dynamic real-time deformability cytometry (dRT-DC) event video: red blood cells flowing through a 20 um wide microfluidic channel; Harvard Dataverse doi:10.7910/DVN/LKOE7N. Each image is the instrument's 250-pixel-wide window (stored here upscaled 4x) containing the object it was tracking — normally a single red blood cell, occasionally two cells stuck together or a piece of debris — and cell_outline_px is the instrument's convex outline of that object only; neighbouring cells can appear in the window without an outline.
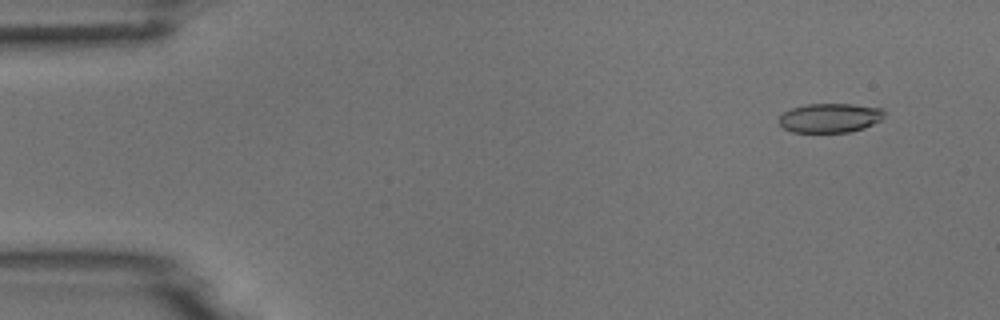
{"species": "common noctule bat (a hibernating species)", "species_latin": "Nyctalus noctula", "temperature_condition": "room temperature", "stored_images_in_passage": 20, "camera_frame_rate_fps": 3000, "um_per_image_px": 0.085, "animal": {"sex": "male", "body_mass_g": 18.8}, "frame": {"image": 1, "passage_image": 5, "time_ms": 1.333, "image_size_px": [1000, 320], "cell_outline_px": [[884, 116], [880, 120], [864, 128], [848, 132], [792, 132], [784, 128], [780, 124], [780, 116], [784, 112], [792, 108], [808, 104], [852, 104], [880, 108], [884, 112]], "centroid_in_image_um": [70.54, 10.02], "position_along_channel_um": 14.5, "area_um2": 17.74}}
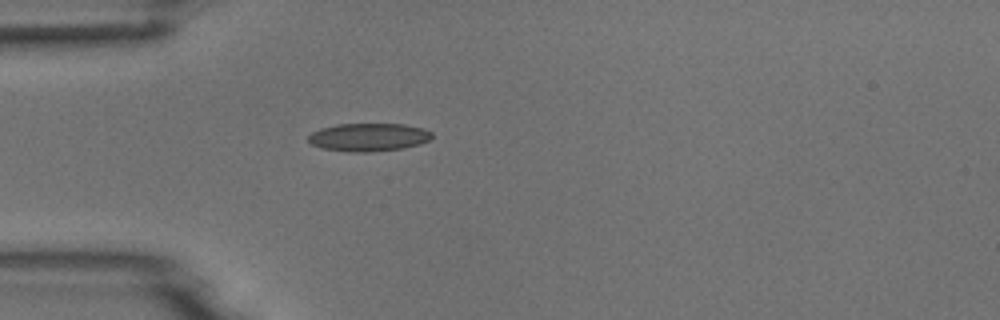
{"frame": {"image": 2, "passage_image": 16, "time_ms": 5.0, "image_size_px": [1000, 320], "cell_outline_px": [[432, 136], [428, 140], [420, 144], [404, 148], [372, 152], [348, 152], [320, 148], [312, 144], [308, 140], [308, 136], [312, 132], [320, 128], [336, 124], [404, 124], [424, 128], [432, 132]], "centroid_in_image_um": [31.32, 11.66], "position_along_channel_um": 53.7, "area_um2": 20.4}}